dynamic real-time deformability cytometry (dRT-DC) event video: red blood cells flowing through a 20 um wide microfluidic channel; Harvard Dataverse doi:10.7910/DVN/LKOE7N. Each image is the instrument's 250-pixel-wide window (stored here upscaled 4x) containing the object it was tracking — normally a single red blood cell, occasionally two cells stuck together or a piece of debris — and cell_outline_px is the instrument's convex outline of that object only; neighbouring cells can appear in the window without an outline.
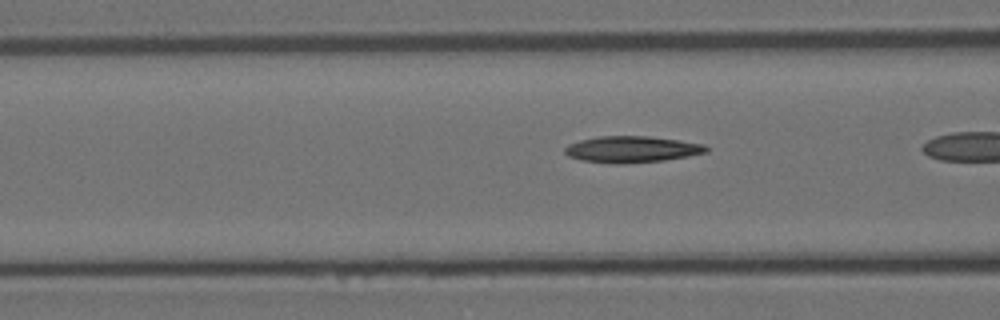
{"species": "Egyptian fruit bat (a non-hibernating species)", "species_latin": "Rousettus aegyptiacus", "temperature_condition": "room temperature", "stored_images_in_passage": 14, "camera_frame_rate_fps": 3000, "um_per_image_px": 0.085, "animal": {"sex": "female"}, "frame": {"image": 1, "passage_image": 12, "time_ms": 3.667, "image_size_px": [1000, 320], "cell_outline_px": [[708, 152], [688, 156], [664, 160], [624, 164], [612, 164], [580, 160], [568, 156], [564, 152], [564, 148], [568, 144], [580, 140], [596, 136], [648, 136], [680, 140], [704, 144], [708, 148]], "centroid_in_image_um": [53.68, 12.69], "position_along_channel_um": 112.9, "area_um2": 21.96}}